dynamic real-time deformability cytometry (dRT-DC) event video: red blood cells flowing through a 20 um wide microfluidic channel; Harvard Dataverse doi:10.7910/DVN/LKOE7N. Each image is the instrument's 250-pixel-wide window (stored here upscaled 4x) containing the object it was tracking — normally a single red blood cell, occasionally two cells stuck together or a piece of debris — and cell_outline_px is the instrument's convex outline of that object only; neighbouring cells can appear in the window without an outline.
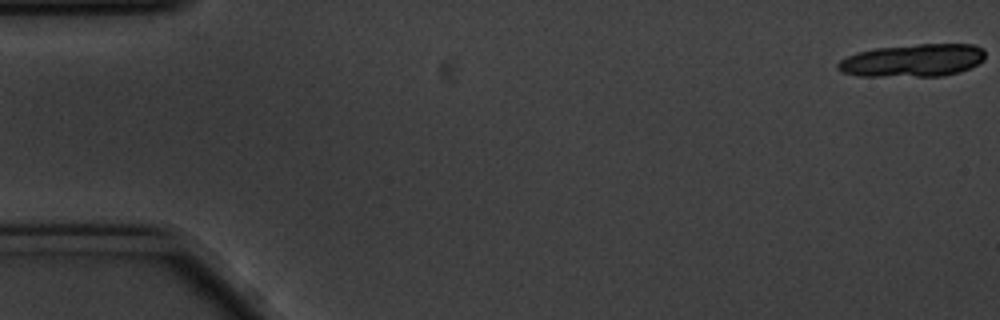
{"species": "common noctule bat (a hibernating species)", "species_latin": "Nyctalus noctula", "temperature_condition": "cold", "stored_images_in_passage": 36, "camera_frame_rate_fps": 3000, "um_per_image_px": 0.085, "animal": {"sex": "male", "body_mass_g": 20.1, "forearm_length_mm": 53.5}, "frame": {"image": 1, "passage_image": 1, "time_ms": 0.0, "image_size_px": [1000, 320], "cell_outline_px": [[984, 60], [960, 72], [944, 76], [860, 76], [840, 72], [836, 68], [836, 64], [840, 60], [856, 52], [876, 48], [920, 44], [972, 44], [984, 48]], "centroid_in_image_um": [77.57, 5.14], "position_along_channel_um": 7.4, "area_um2": 28.21}}